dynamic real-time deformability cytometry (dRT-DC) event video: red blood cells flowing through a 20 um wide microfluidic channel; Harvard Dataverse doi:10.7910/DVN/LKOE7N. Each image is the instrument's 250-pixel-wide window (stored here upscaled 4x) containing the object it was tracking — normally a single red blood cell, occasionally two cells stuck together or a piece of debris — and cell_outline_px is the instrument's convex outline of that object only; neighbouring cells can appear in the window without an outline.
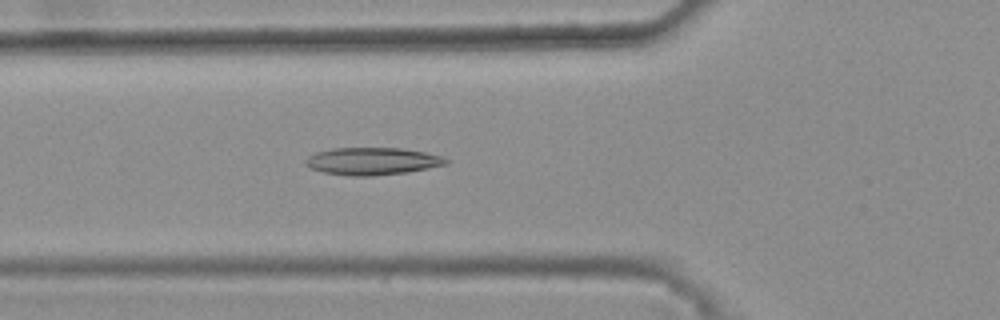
{"species": "common noctule bat (a hibernating species)", "species_latin": "Nyctalus noctula", "temperature_condition": "warm", "stored_images_in_passage": 46, "camera_frame_rate_fps": 3000, "um_per_image_px": 0.085, "animal": {"sex": "female", "body_mass_g": 25.1}, "frame": {"image": 1, "passage_image": 19, "time_ms": 6.0, "image_size_px": [1000, 320], "cell_outline_px": [[448, 164], [408, 172], [372, 176], [352, 176], [324, 172], [312, 168], [304, 164], [304, 160], [308, 156], [316, 152], [332, 148], [400, 148], [424, 152], [440, 156], [448, 160]], "centroid_in_image_um": [31.62, 13.7], "position_along_channel_um": 94.2, "area_um2": 22.31}}
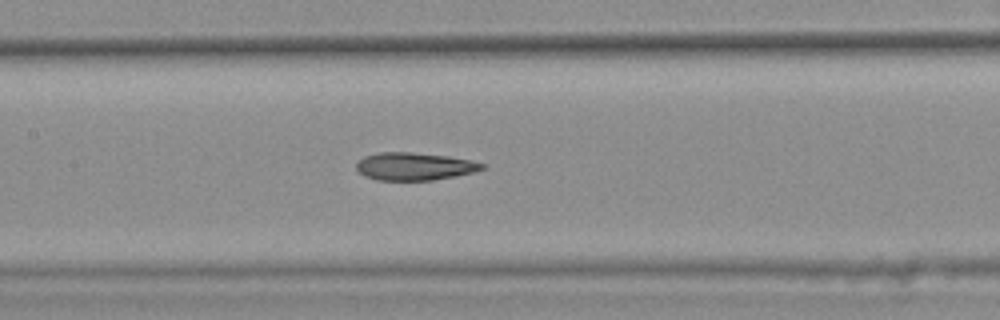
{"frame": {"image": 2, "passage_image": 25, "time_ms": 8.0, "image_size_px": [1000, 320], "cell_outline_px": [[488, 168], [456, 176], [432, 180], [376, 180], [364, 176], [356, 168], [356, 160], [364, 156], [380, 152], [412, 152], [448, 156], [488, 164]], "centroid_in_image_um": [35.22, 14.14], "position_along_channel_um": 172.2, "area_um2": 20.46}}
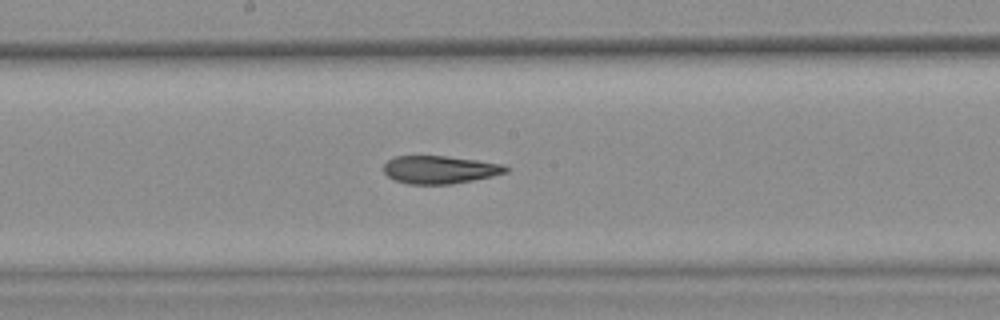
{"frame": {"image": 3, "passage_image": 28, "time_ms": 9.0, "image_size_px": [1000, 320], "cell_outline_px": [[512, 168], [508, 172], [492, 176], [452, 184], [408, 184], [396, 180], [388, 176], [384, 172], [384, 164], [388, 160], [396, 156], [448, 156], [504, 164]], "centroid_in_image_um": [37.42, 14.42], "position_along_channel_um": 210.8, "area_um2": 19.88}, "authors_computed_cell_mechanics": {"area_um2": 21.0103, "velocity_mm_per_s": 3.8851, "shape_relaxation_time_tau1_ms": null, "shape_relaxation_time_tau2_ms": 2.4809, "deformation_change_tau1": null, "deformation_change_tau2": 0.1153}}